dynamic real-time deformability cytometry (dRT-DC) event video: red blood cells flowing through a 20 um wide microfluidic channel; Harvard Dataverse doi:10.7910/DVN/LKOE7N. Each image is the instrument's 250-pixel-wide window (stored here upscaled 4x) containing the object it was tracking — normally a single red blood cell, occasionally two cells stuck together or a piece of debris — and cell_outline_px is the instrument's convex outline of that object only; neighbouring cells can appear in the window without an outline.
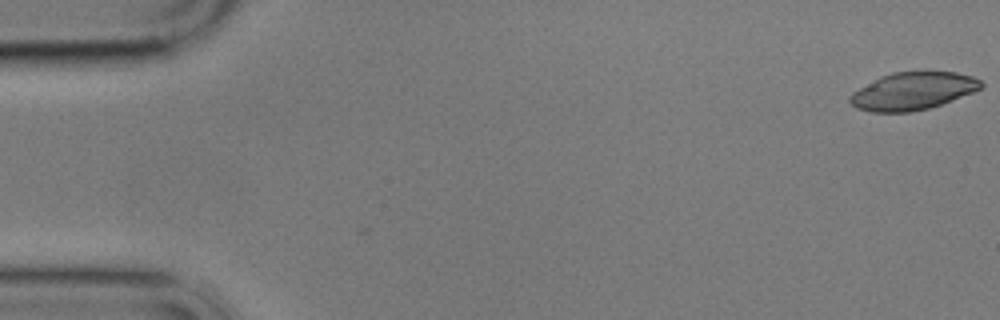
{"species": "common noctule bat (a hibernating species)", "species_latin": "Nyctalus noctula", "temperature_condition": "cold", "stored_images_in_passage": 2, "camera_frame_rate_fps": 3000, "um_per_image_px": 0.085, "animal": {"sex": "male", "body_mass_g": 17.9}, "frame": {"image": 1, "passage_image": 1, "time_ms": 0.0, "image_size_px": [1000, 320], "cell_outline_px": [[984, 84], [980, 88], [972, 92], [952, 100], [928, 108], [912, 112], [872, 112], [856, 108], [848, 100], [848, 96], [852, 92], [880, 76], [892, 72], [956, 72], [972, 76], [980, 80]], "centroid_in_image_um": [77.55, 7.74], "position_along_channel_um": 7.5, "area_um2": 28.55}}